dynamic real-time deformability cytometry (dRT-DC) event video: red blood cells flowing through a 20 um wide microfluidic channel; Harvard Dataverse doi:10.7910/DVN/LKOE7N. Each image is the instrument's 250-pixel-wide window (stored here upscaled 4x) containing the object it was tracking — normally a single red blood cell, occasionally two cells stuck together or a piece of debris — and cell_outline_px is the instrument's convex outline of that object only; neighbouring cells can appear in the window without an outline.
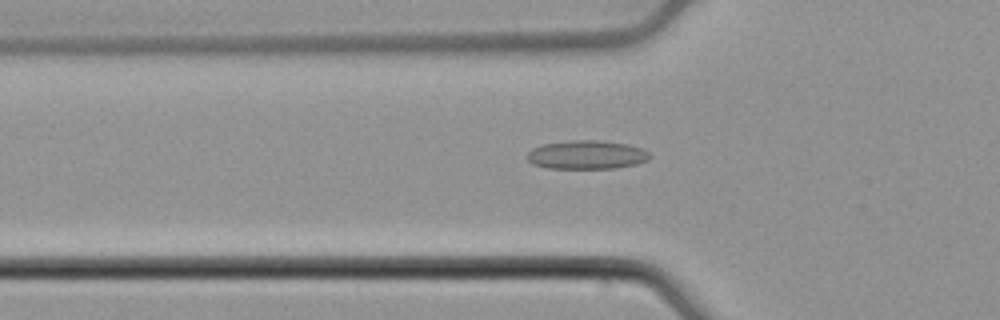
{"species": "common noctule bat (a hibernating species)", "species_latin": "Nyctalus noctula", "temperature_condition": "cold", "stored_images_in_passage": 47, "camera_frame_rate_fps": 3000, "um_per_image_px": 0.085, "animal": {"sex": "male", "body_mass_g": 21.5, "forearm_length_mm": 52.0}, "frame": {"image": 1, "passage_image": 12, "time_ms": 3.667, "image_size_px": [1000, 320], "cell_outline_px": [[652, 156], [648, 160], [636, 164], [616, 168], [548, 168], [532, 164], [528, 160], [528, 152], [532, 148], [544, 144], [572, 140], [596, 140], [628, 144], [640, 148], [648, 152]], "centroid_in_image_um": [49.88, 13.16], "position_along_channel_um": 75.9, "area_um2": 20.4}}
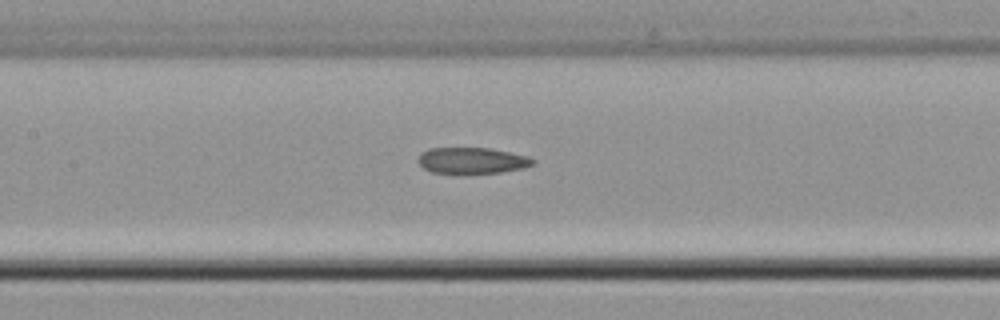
{"frame": {"image": 2, "passage_image": 19, "time_ms": 6.0, "image_size_px": [1000, 320], "cell_outline_px": [[536, 164], [524, 168], [500, 172], [464, 176], [432, 172], [424, 168], [416, 160], [428, 148], [492, 148], [528, 156], [536, 160]], "centroid_in_image_um": [40.15, 13.68], "position_along_channel_um": 167.2, "area_um2": 18.21}}
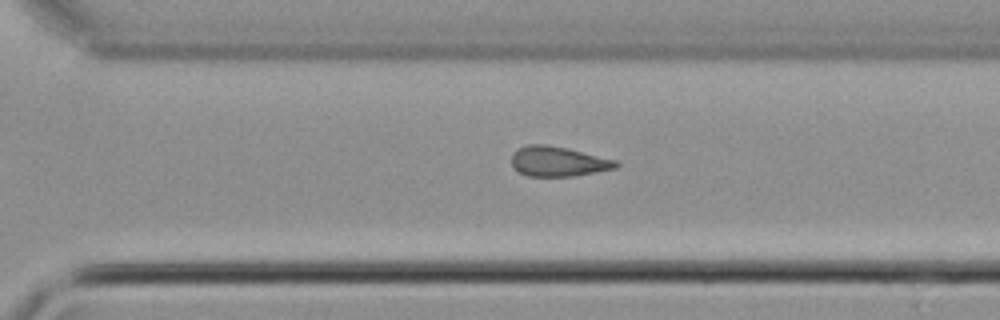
{"frame": {"image": 3, "passage_image": 31, "time_ms": 10.0, "image_size_px": [1000, 320], "cell_outline_px": [[620, 164], [616, 168], [596, 172], [572, 176], [528, 176], [520, 172], [512, 164], [512, 152], [516, 148], [528, 144], [544, 144], [568, 148], [616, 160]], "centroid_in_image_um": [47.43, 13.71], "position_along_channel_um": 323.2, "area_um2": 18.21}, "authors_computed_cell_mechanics": {"area_um2": 18.3804, "velocity_mm_per_s": 3.9058, "shape_relaxation_time_tau1_ms": null, "shape_relaxation_time_tau2_ms": 6.4263, "deformation_change_tau1": null, "deformation_change_tau2": 0.1597}}